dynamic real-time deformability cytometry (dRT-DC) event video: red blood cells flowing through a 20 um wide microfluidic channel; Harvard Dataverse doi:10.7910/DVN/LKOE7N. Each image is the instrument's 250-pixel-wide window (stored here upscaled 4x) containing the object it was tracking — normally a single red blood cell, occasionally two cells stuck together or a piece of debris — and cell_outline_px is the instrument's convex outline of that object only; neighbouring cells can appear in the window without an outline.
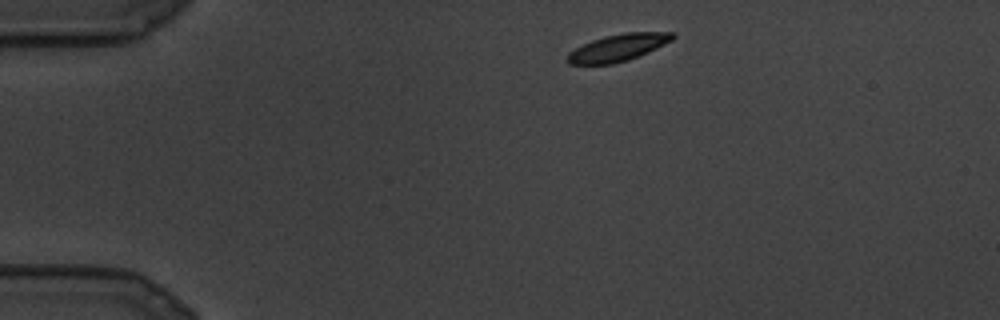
{"species": "common noctule bat (a hibernating species)", "species_latin": "Nyctalus noctula", "temperature_condition": "cold", "stored_images_in_passage": 4, "camera_frame_rate_fps": 3000, "um_per_image_px": 0.085, "animal": {"sex": "male", "body_mass_g": 19.5, "forearm_length_mm": 54.6}, "frame": {"image": 1, "passage_image": 1, "time_ms": 0.0, "image_size_px": [1000, 320], "cell_outline_px": [[676, 36], [672, 40], [656, 48], [628, 60], [612, 64], [568, 64], [568, 52], [592, 40], [604, 36], [624, 32], [676, 32]], "centroid_in_image_um": [52.55, 4.04], "position_along_channel_um": 32.4, "area_um2": 16.42}}